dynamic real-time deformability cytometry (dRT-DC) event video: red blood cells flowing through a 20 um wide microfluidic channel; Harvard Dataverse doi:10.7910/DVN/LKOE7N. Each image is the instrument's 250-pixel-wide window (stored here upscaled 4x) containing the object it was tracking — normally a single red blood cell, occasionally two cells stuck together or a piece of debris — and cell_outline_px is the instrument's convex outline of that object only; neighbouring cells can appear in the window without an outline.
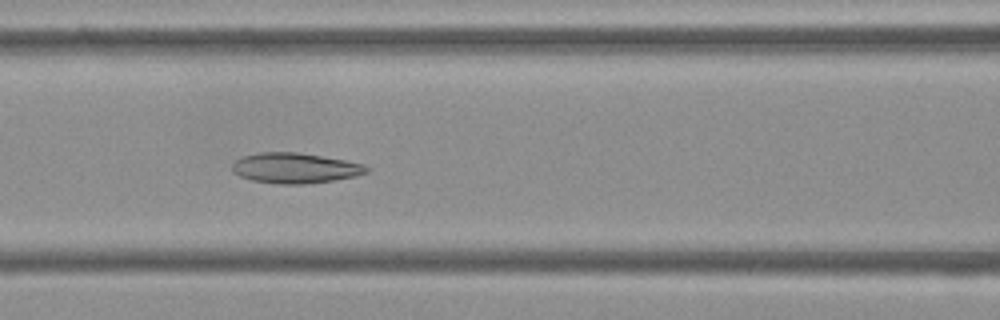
{"species": "Egyptian fruit bat (a non-hibernating species)", "species_latin": "Rousettus aegyptiacus", "temperature_condition": "cold", "stored_images_in_passage": 38, "camera_frame_rate_fps": 3000, "um_per_image_px": 0.085, "frame": {"image": 1, "passage_image": 7, "time_ms": 2.0, "image_size_px": [1000, 320], "cell_outline_px": [[368, 172], [356, 176], [332, 180], [304, 184], [276, 184], [252, 180], [240, 176], [232, 172], [232, 164], [236, 160], [244, 156], [260, 152], [296, 152], [344, 160], [364, 164], [368, 168]], "centroid_in_image_um": [25.05, 14.29], "position_along_channel_um": 141.5, "area_um2": 23.58}}
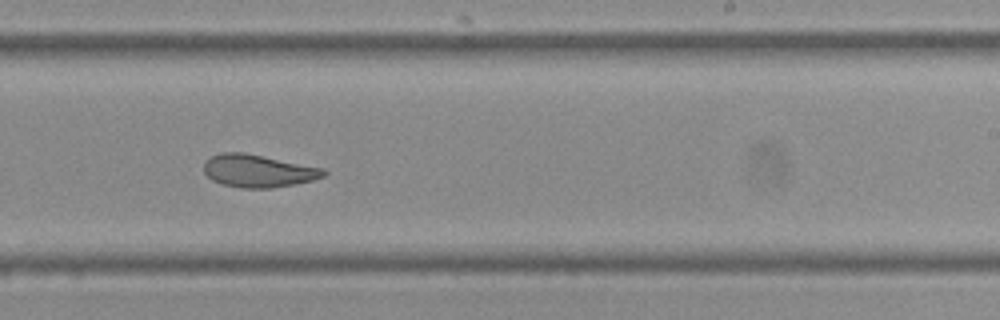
{"frame": {"image": 2, "passage_image": 17, "time_ms": 5.333, "image_size_px": [1000, 320], "cell_outline_px": [[328, 172], [324, 176], [312, 180], [272, 188], [244, 188], [224, 184], [212, 180], [204, 172], [204, 160], [220, 152], [244, 152], [324, 168]], "centroid_in_image_um": [21.93, 14.51], "position_along_channel_um": 267.1, "area_um2": 22.72}}
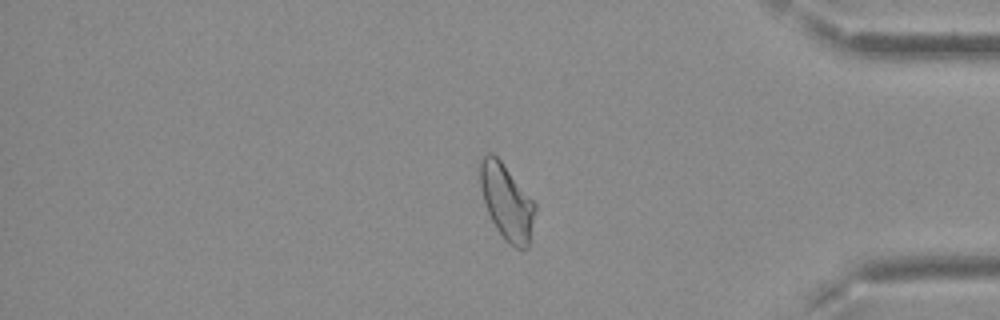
{"frame": {"image": 3, "passage_image": 29, "time_ms": 9.333, "image_size_px": [1000, 320], "cell_outline_px": [[536, 208], [528, 248], [516, 248], [508, 244], [504, 240], [496, 228], [484, 204], [480, 184], [480, 164], [484, 156], [488, 152], [492, 152], [500, 160], [536, 204]], "centroid_in_image_um": [43.07, 17.19], "position_along_channel_um": 392.1, "area_um2": 23.93}, "authors_computed_cell_mechanics": {"area_um2": 23.6402, "velocity_mm_per_s": 3.7767, "shape_relaxation_time_tau1_ms": null, "shape_relaxation_time_tau2_ms": 2.8431, "deformation_change_tau1": null, "deformation_change_tau2": 0.0883}}